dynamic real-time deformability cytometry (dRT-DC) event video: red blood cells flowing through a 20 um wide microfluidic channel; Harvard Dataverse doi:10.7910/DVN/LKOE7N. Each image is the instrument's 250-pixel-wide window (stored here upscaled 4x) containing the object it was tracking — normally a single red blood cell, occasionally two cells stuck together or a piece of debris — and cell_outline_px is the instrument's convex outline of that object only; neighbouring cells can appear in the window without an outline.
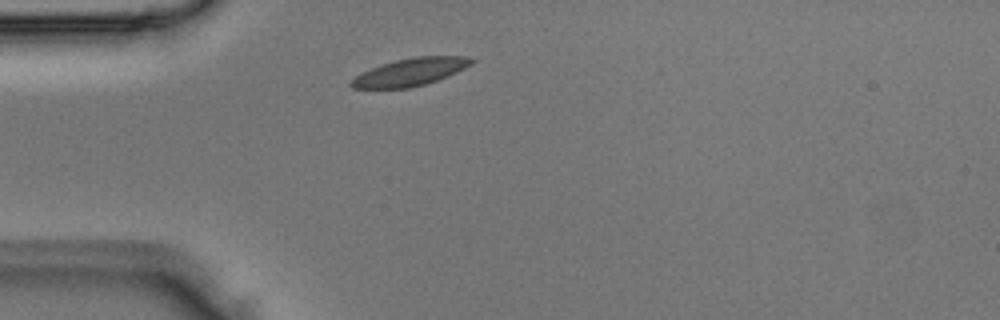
{"species": "Egyptian fruit bat (a non-hibernating species)", "species_latin": "Rousettus aegyptiacus", "temperature_condition": "room temperature", "stored_images_in_passage": 1, "camera_frame_rate_fps": 3000, "um_per_image_px": 0.085, "animal": {"sex": "male"}, "frame": {"image": 1, "passage_image": 1, "time_ms": 0.0, "image_size_px": [1000, 320], "cell_outline_px": [[476, 60], [472, 64], [448, 76], [424, 84], [408, 88], [352, 88], [348, 84], [356, 76], [372, 68], [396, 60], [416, 56], [468, 56]], "centroid_in_image_um": [34.91, 6.11], "position_along_channel_um": 50.1, "area_um2": 19.02}}